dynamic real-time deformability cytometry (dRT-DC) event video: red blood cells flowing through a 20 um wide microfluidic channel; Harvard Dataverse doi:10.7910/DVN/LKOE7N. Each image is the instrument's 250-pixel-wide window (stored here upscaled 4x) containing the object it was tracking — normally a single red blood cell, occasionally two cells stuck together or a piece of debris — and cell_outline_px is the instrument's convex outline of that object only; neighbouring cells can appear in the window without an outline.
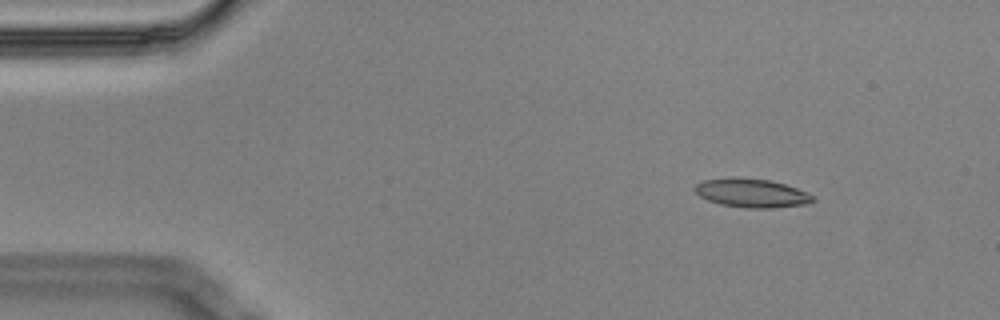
{"species": "Egyptian fruit bat (a non-hibernating species)", "species_latin": "Rousettus aegyptiacus", "temperature_condition": "cold", "stored_images_in_passage": 5, "camera_frame_rate_fps": 3000, "um_per_image_px": 0.085, "animal": {"sex": "male"}, "frame": {"image": 1, "passage_image": 1, "time_ms": 0.0, "image_size_px": [1000, 320], "cell_outline_px": [[816, 200], [808, 204], [772, 208], [744, 208], [720, 204], [708, 200], [700, 196], [696, 192], [696, 184], [704, 180], [772, 180], [796, 188], [812, 196]], "centroid_in_image_um": [63.95, 16.46], "position_along_channel_um": 21.0, "area_um2": 18.84}}